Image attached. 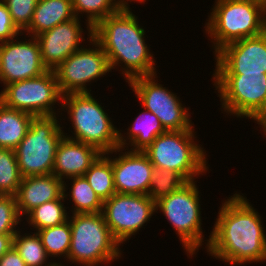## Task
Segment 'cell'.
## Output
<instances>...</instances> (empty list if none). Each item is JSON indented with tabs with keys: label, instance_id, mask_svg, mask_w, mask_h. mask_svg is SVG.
Wrapping results in <instances>:
<instances>
[{
	"label": "cell",
	"instance_id": "1",
	"mask_svg": "<svg viewBox=\"0 0 266 266\" xmlns=\"http://www.w3.org/2000/svg\"><path fill=\"white\" fill-rule=\"evenodd\" d=\"M261 223L247 198L234 194L222 203L206 243L207 252L234 265L265 262L266 234Z\"/></svg>",
	"mask_w": 266,
	"mask_h": 266
},
{
	"label": "cell",
	"instance_id": "2",
	"mask_svg": "<svg viewBox=\"0 0 266 266\" xmlns=\"http://www.w3.org/2000/svg\"><path fill=\"white\" fill-rule=\"evenodd\" d=\"M144 35L145 30L139 26L136 15L130 10H119L93 27V38L106 53L111 69L124 63L120 71L126 82L157 72Z\"/></svg>",
	"mask_w": 266,
	"mask_h": 266
},
{
	"label": "cell",
	"instance_id": "3",
	"mask_svg": "<svg viewBox=\"0 0 266 266\" xmlns=\"http://www.w3.org/2000/svg\"><path fill=\"white\" fill-rule=\"evenodd\" d=\"M212 9L205 30L215 53L229 43L264 33L263 1L216 0Z\"/></svg>",
	"mask_w": 266,
	"mask_h": 266
},
{
	"label": "cell",
	"instance_id": "4",
	"mask_svg": "<svg viewBox=\"0 0 266 266\" xmlns=\"http://www.w3.org/2000/svg\"><path fill=\"white\" fill-rule=\"evenodd\" d=\"M62 109H66L74 129V137L69 139L80 141L96 147L101 153L113 154L119 147V129L114 127L97 99L91 93H69L62 96Z\"/></svg>",
	"mask_w": 266,
	"mask_h": 266
},
{
	"label": "cell",
	"instance_id": "5",
	"mask_svg": "<svg viewBox=\"0 0 266 266\" xmlns=\"http://www.w3.org/2000/svg\"><path fill=\"white\" fill-rule=\"evenodd\" d=\"M69 218L71 245L68 261L98 266L119 259L121 244L113 237L102 212L76 213Z\"/></svg>",
	"mask_w": 266,
	"mask_h": 266
},
{
	"label": "cell",
	"instance_id": "6",
	"mask_svg": "<svg viewBox=\"0 0 266 266\" xmlns=\"http://www.w3.org/2000/svg\"><path fill=\"white\" fill-rule=\"evenodd\" d=\"M194 129L166 131L143 152L154 167L179 173L187 182L206 173V152L195 143Z\"/></svg>",
	"mask_w": 266,
	"mask_h": 266
},
{
	"label": "cell",
	"instance_id": "7",
	"mask_svg": "<svg viewBox=\"0 0 266 266\" xmlns=\"http://www.w3.org/2000/svg\"><path fill=\"white\" fill-rule=\"evenodd\" d=\"M57 116H38L16 147V159L22 177L49 175L53 172L55 153L64 136Z\"/></svg>",
	"mask_w": 266,
	"mask_h": 266
},
{
	"label": "cell",
	"instance_id": "8",
	"mask_svg": "<svg viewBox=\"0 0 266 266\" xmlns=\"http://www.w3.org/2000/svg\"><path fill=\"white\" fill-rule=\"evenodd\" d=\"M224 112L248 117L257 124L266 119V73L214 75Z\"/></svg>",
	"mask_w": 266,
	"mask_h": 266
},
{
	"label": "cell",
	"instance_id": "9",
	"mask_svg": "<svg viewBox=\"0 0 266 266\" xmlns=\"http://www.w3.org/2000/svg\"><path fill=\"white\" fill-rule=\"evenodd\" d=\"M199 197L195 181H189L180 189L156 201V210H161L174 226L189 256L196 254L204 242Z\"/></svg>",
	"mask_w": 266,
	"mask_h": 266
},
{
	"label": "cell",
	"instance_id": "10",
	"mask_svg": "<svg viewBox=\"0 0 266 266\" xmlns=\"http://www.w3.org/2000/svg\"><path fill=\"white\" fill-rule=\"evenodd\" d=\"M54 70L40 76L9 83L0 92V102L6 107L38 116L56 115L52 106L62 100Z\"/></svg>",
	"mask_w": 266,
	"mask_h": 266
},
{
	"label": "cell",
	"instance_id": "11",
	"mask_svg": "<svg viewBox=\"0 0 266 266\" xmlns=\"http://www.w3.org/2000/svg\"><path fill=\"white\" fill-rule=\"evenodd\" d=\"M156 76L136 77L128 84L142 102L143 108L154 113L166 131L193 129L188 108L182 105L176 94L156 82Z\"/></svg>",
	"mask_w": 266,
	"mask_h": 266
},
{
	"label": "cell",
	"instance_id": "12",
	"mask_svg": "<svg viewBox=\"0 0 266 266\" xmlns=\"http://www.w3.org/2000/svg\"><path fill=\"white\" fill-rule=\"evenodd\" d=\"M88 41L95 48L78 49L54 70L62 95L90 93L86 88L88 82L111 71L108 57L101 45L93 37H89Z\"/></svg>",
	"mask_w": 266,
	"mask_h": 266
},
{
	"label": "cell",
	"instance_id": "13",
	"mask_svg": "<svg viewBox=\"0 0 266 266\" xmlns=\"http://www.w3.org/2000/svg\"><path fill=\"white\" fill-rule=\"evenodd\" d=\"M155 211L156 202L148 195L115 193L103 202L102 214L113 237L121 244L150 221Z\"/></svg>",
	"mask_w": 266,
	"mask_h": 266
},
{
	"label": "cell",
	"instance_id": "14",
	"mask_svg": "<svg viewBox=\"0 0 266 266\" xmlns=\"http://www.w3.org/2000/svg\"><path fill=\"white\" fill-rule=\"evenodd\" d=\"M215 56L213 75L266 73V33L229 43Z\"/></svg>",
	"mask_w": 266,
	"mask_h": 266
},
{
	"label": "cell",
	"instance_id": "15",
	"mask_svg": "<svg viewBox=\"0 0 266 266\" xmlns=\"http://www.w3.org/2000/svg\"><path fill=\"white\" fill-rule=\"evenodd\" d=\"M14 40L0 43V81L4 86L40 76L48 70L42 63L36 37L31 36L25 41Z\"/></svg>",
	"mask_w": 266,
	"mask_h": 266
},
{
	"label": "cell",
	"instance_id": "16",
	"mask_svg": "<svg viewBox=\"0 0 266 266\" xmlns=\"http://www.w3.org/2000/svg\"><path fill=\"white\" fill-rule=\"evenodd\" d=\"M122 151L119 147L112 151L122 153L112 159L116 193L147 195L154 166L143 151Z\"/></svg>",
	"mask_w": 266,
	"mask_h": 266
},
{
	"label": "cell",
	"instance_id": "17",
	"mask_svg": "<svg viewBox=\"0 0 266 266\" xmlns=\"http://www.w3.org/2000/svg\"><path fill=\"white\" fill-rule=\"evenodd\" d=\"M79 20L74 17L36 36L42 63L48 70H55L72 53L83 47L80 44L85 39Z\"/></svg>",
	"mask_w": 266,
	"mask_h": 266
},
{
	"label": "cell",
	"instance_id": "18",
	"mask_svg": "<svg viewBox=\"0 0 266 266\" xmlns=\"http://www.w3.org/2000/svg\"><path fill=\"white\" fill-rule=\"evenodd\" d=\"M101 154L96 147L69 139L64 134L56 149L52 174L62 181L83 176Z\"/></svg>",
	"mask_w": 266,
	"mask_h": 266
},
{
	"label": "cell",
	"instance_id": "19",
	"mask_svg": "<svg viewBox=\"0 0 266 266\" xmlns=\"http://www.w3.org/2000/svg\"><path fill=\"white\" fill-rule=\"evenodd\" d=\"M62 195L63 181L54 174L22 177L16 194L19 215Z\"/></svg>",
	"mask_w": 266,
	"mask_h": 266
},
{
	"label": "cell",
	"instance_id": "20",
	"mask_svg": "<svg viewBox=\"0 0 266 266\" xmlns=\"http://www.w3.org/2000/svg\"><path fill=\"white\" fill-rule=\"evenodd\" d=\"M75 16L72 0H38L32 20L24 30L36 37ZM31 33V34H30Z\"/></svg>",
	"mask_w": 266,
	"mask_h": 266
},
{
	"label": "cell",
	"instance_id": "21",
	"mask_svg": "<svg viewBox=\"0 0 266 266\" xmlns=\"http://www.w3.org/2000/svg\"><path fill=\"white\" fill-rule=\"evenodd\" d=\"M134 121L132 126L128 128L127 138L119 130V148L125 149L128 147L125 145L130 144V146H134L130 148L131 151H143L158 135L166 132L158 117L150 111L141 112ZM127 139L129 143H127Z\"/></svg>",
	"mask_w": 266,
	"mask_h": 266
},
{
	"label": "cell",
	"instance_id": "22",
	"mask_svg": "<svg viewBox=\"0 0 266 266\" xmlns=\"http://www.w3.org/2000/svg\"><path fill=\"white\" fill-rule=\"evenodd\" d=\"M34 117L0 102V148L15 150L27 134Z\"/></svg>",
	"mask_w": 266,
	"mask_h": 266
},
{
	"label": "cell",
	"instance_id": "23",
	"mask_svg": "<svg viewBox=\"0 0 266 266\" xmlns=\"http://www.w3.org/2000/svg\"><path fill=\"white\" fill-rule=\"evenodd\" d=\"M66 186V182L63 181V195L60 198L45 202L26 214V216H28L26 219L29 220L27 221L28 224L34 227L36 231L57 226L69 219L65 210L66 207L62 203L65 198L67 199L68 197L65 193L67 189Z\"/></svg>",
	"mask_w": 266,
	"mask_h": 266
},
{
	"label": "cell",
	"instance_id": "24",
	"mask_svg": "<svg viewBox=\"0 0 266 266\" xmlns=\"http://www.w3.org/2000/svg\"><path fill=\"white\" fill-rule=\"evenodd\" d=\"M102 202L116 193L112 158L102 153L83 175Z\"/></svg>",
	"mask_w": 266,
	"mask_h": 266
},
{
	"label": "cell",
	"instance_id": "25",
	"mask_svg": "<svg viewBox=\"0 0 266 266\" xmlns=\"http://www.w3.org/2000/svg\"><path fill=\"white\" fill-rule=\"evenodd\" d=\"M20 230L13 237V247L25 261L27 266H43L49 259L46 254L45 247L42 244L40 236L37 232L33 235L26 233L20 235ZM47 266H63L60 263L50 262Z\"/></svg>",
	"mask_w": 266,
	"mask_h": 266
},
{
	"label": "cell",
	"instance_id": "26",
	"mask_svg": "<svg viewBox=\"0 0 266 266\" xmlns=\"http://www.w3.org/2000/svg\"><path fill=\"white\" fill-rule=\"evenodd\" d=\"M46 254L51 257H61L68 259L71 245V226L69 219L57 226L37 230Z\"/></svg>",
	"mask_w": 266,
	"mask_h": 266
},
{
	"label": "cell",
	"instance_id": "27",
	"mask_svg": "<svg viewBox=\"0 0 266 266\" xmlns=\"http://www.w3.org/2000/svg\"><path fill=\"white\" fill-rule=\"evenodd\" d=\"M73 183L70 198L74 202L72 214L76 213H98L103 210V202L87 182L84 176L68 178Z\"/></svg>",
	"mask_w": 266,
	"mask_h": 266
},
{
	"label": "cell",
	"instance_id": "28",
	"mask_svg": "<svg viewBox=\"0 0 266 266\" xmlns=\"http://www.w3.org/2000/svg\"><path fill=\"white\" fill-rule=\"evenodd\" d=\"M75 16L87 14L88 38L93 37V27L102 19L119 11L114 0H72Z\"/></svg>",
	"mask_w": 266,
	"mask_h": 266
},
{
	"label": "cell",
	"instance_id": "29",
	"mask_svg": "<svg viewBox=\"0 0 266 266\" xmlns=\"http://www.w3.org/2000/svg\"><path fill=\"white\" fill-rule=\"evenodd\" d=\"M21 181L15 150L0 148V195L16 196Z\"/></svg>",
	"mask_w": 266,
	"mask_h": 266
},
{
	"label": "cell",
	"instance_id": "30",
	"mask_svg": "<svg viewBox=\"0 0 266 266\" xmlns=\"http://www.w3.org/2000/svg\"><path fill=\"white\" fill-rule=\"evenodd\" d=\"M187 181L177 172L153 167L148 196L154 201L180 189Z\"/></svg>",
	"mask_w": 266,
	"mask_h": 266
},
{
	"label": "cell",
	"instance_id": "31",
	"mask_svg": "<svg viewBox=\"0 0 266 266\" xmlns=\"http://www.w3.org/2000/svg\"><path fill=\"white\" fill-rule=\"evenodd\" d=\"M16 196L0 195V234H16V225L21 222Z\"/></svg>",
	"mask_w": 266,
	"mask_h": 266
},
{
	"label": "cell",
	"instance_id": "32",
	"mask_svg": "<svg viewBox=\"0 0 266 266\" xmlns=\"http://www.w3.org/2000/svg\"><path fill=\"white\" fill-rule=\"evenodd\" d=\"M16 27L22 32L30 24L38 0H3Z\"/></svg>",
	"mask_w": 266,
	"mask_h": 266
},
{
	"label": "cell",
	"instance_id": "33",
	"mask_svg": "<svg viewBox=\"0 0 266 266\" xmlns=\"http://www.w3.org/2000/svg\"><path fill=\"white\" fill-rule=\"evenodd\" d=\"M19 34L22 36L24 33L13 23L6 4L0 0V43L14 39Z\"/></svg>",
	"mask_w": 266,
	"mask_h": 266
},
{
	"label": "cell",
	"instance_id": "34",
	"mask_svg": "<svg viewBox=\"0 0 266 266\" xmlns=\"http://www.w3.org/2000/svg\"><path fill=\"white\" fill-rule=\"evenodd\" d=\"M0 266H27L25 261L20 257L15 248L12 246L1 258Z\"/></svg>",
	"mask_w": 266,
	"mask_h": 266
},
{
	"label": "cell",
	"instance_id": "35",
	"mask_svg": "<svg viewBox=\"0 0 266 266\" xmlns=\"http://www.w3.org/2000/svg\"><path fill=\"white\" fill-rule=\"evenodd\" d=\"M15 234H0V258L13 246Z\"/></svg>",
	"mask_w": 266,
	"mask_h": 266
},
{
	"label": "cell",
	"instance_id": "36",
	"mask_svg": "<svg viewBox=\"0 0 266 266\" xmlns=\"http://www.w3.org/2000/svg\"><path fill=\"white\" fill-rule=\"evenodd\" d=\"M127 1H138V2H140V3H144L146 0H114V3H115V5L117 6V8L119 9V10H130V8H129V4H128V2Z\"/></svg>",
	"mask_w": 266,
	"mask_h": 266
},
{
	"label": "cell",
	"instance_id": "37",
	"mask_svg": "<svg viewBox=\"0 0 266 266\" xmlns=\"http://www.w3.org/2000/svg\"><path fill=\"white\" fill-rule=\"evenodd\" d=\"M264 32L266 33V2H264Z\"/></svg>",
	"mask_w": 266,
	"mask_h": 266
},
{
	"label": "cell",
	"instance_id": "38",
	"mask_svg": "<svg viewBox=\"0 0 266 266\" xmlns=\"http://www.w3.org/2000/svg\"><path fill=\"white\" fill-rule=\"evenodd\" d=\"M260 125L261 128H263V131H266V119L262 123H260Z\"/></svg>",
	"mask_w": 266,
	"mask_h": 266
}]
</instances>
